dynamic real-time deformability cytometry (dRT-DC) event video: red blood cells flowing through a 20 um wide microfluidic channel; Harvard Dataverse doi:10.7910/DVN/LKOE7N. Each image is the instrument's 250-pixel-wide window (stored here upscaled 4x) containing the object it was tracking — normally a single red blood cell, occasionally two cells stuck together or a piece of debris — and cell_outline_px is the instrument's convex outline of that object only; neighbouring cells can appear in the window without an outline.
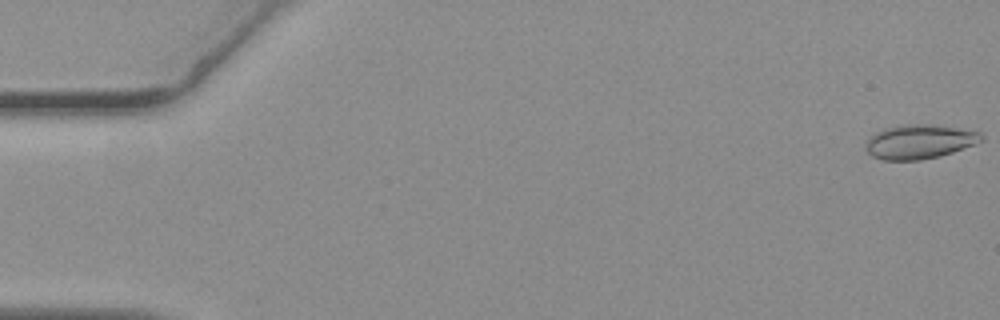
{"species": "common noctule bat (a hibernating species)", "species_latin": "Nyctalus noctula", "temperature_condition": "warm", "stored_images_in_passage": 57, "camera_frame_rate_fps": 3000, "um_per_image_px": 0.085, "animal": {"sex": "female", "body_mass_g": 19.3, "forearm_length_mm": 54.1}, "frame": {"image": 1, "passage_image": 1, "time_ms": 0.0, "image_size_px": [1000, 320], "cell_outline_px": [[984, 140], [976, 144], [940, 156], [920, 160], [884, 160], [872, 156], [864, 148], [864, 144], [868, 136], [884, 128], [896, 124], [936, 124], [980, 132], [984, 136]], "centroid_in_image_um": [78.12, 12.03], "position_along_channel_um": 6.9, "area_um2": 23.52}}
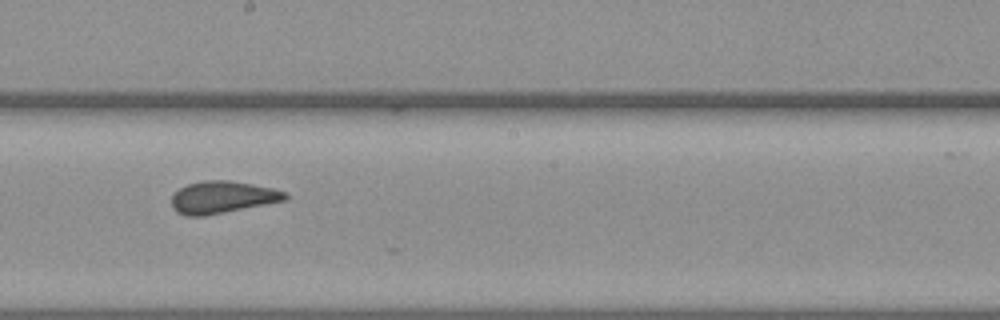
{"frame": {"image": 2, "passage_image": 32, "time_ms": 10.333, "image_size_px": [1000, 320], "cell_outline_px": [[288, 200], [204, 216], [184, 216], [176, 212], [172, 208], [172, 196], [180, 188], [188, 184], [204, 180], [228, 180], [252, 184], [272, 188], [288, 192]], "centroid_in_image_um": [18.92, 16.77], "position_along_channel_um": 229.3, "area_um2": 21.39}}
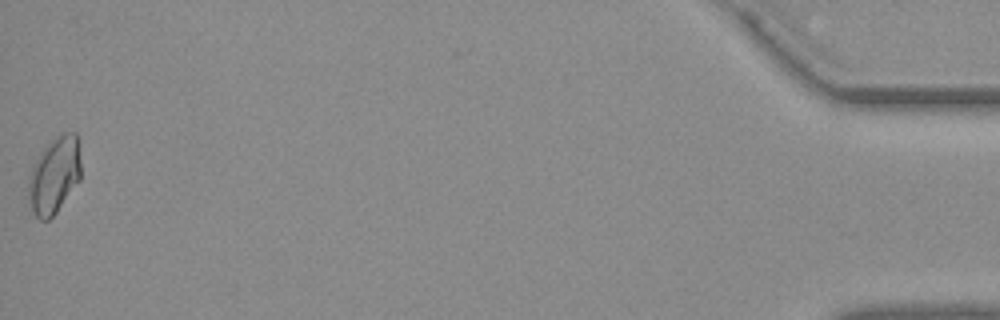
{"frame": {"image": 3, "passage_image": 57, "time_ms": 18.667, "image_size_px": [1000, 320], "cell_outline_px": [[80, 180], [56, 212], [48, 220], [40, 220], [32, 212], [28, 196], [28, 176], [32, 164], [40, 152], [60, 132], [76, 132], [80, 160]], "centroid_in_image_um": [4.59, 14.89], "position_along_channel_um": 430.6, "area_um2": 23.52}, "authors_computed_cell_mechanics": {"area_um2": 21.5016, "velocity_mm_per_s": 3.6401, "shape_relaxation_time_tau1_ms": 11.0238, "shape_relaxation_time_tau2_ms": null, "deformation_change_tau1": 0.1784, "deformation_change_tau2": null}}